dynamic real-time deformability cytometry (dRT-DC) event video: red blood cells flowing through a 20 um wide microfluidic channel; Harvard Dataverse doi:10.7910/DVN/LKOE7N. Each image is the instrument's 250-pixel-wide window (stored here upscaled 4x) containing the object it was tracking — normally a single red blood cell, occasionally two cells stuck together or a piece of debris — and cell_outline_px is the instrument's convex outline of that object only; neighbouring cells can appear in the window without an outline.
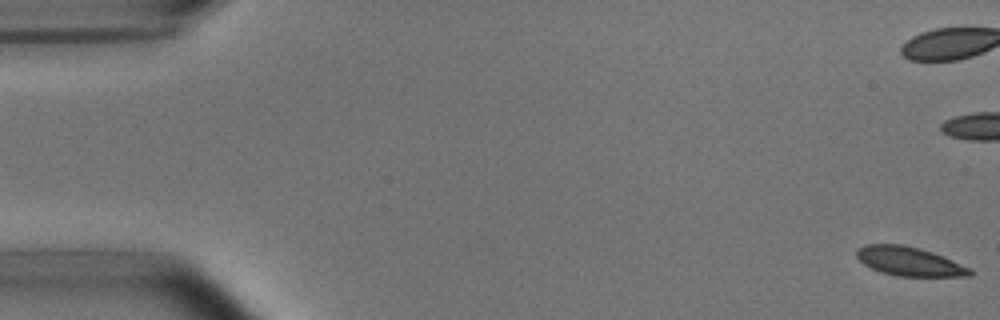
{"species": "common noctule bat (a hibernating species)", "species_latin": "Nyctalus noctula", "temperature_condition": "room temperature", "stored_images_in_passage": 50, "camera_frame_rate_fps": 3000, "um_per_image_px": 0.085, "animal": {"sex": "male", "body_mass_g": 15.6}, "frame": {"image": 1, "passage_image": 1, "time_ms": 0.0, "image_size_px": [1000, 320], "cell_outline_px": [[972, 276], [896, 276], [880, 272], [864, 264], [856, 256], [856, 248], [864, 244], [904, 244], [920, 248], [944, 256], [972, 268]], "centroid_in_image_um": [77.29, 22.21], "position_along_channel_um": 7.7, "area_um2": 19.36}, "authors_computed_cell_mechanics": {"area_um2": 20.6346, "velocity_mm_per_s": 3.774, "shape_relaxation_time_tau1_ms": 3.6596, "shape_relaxation_time_tau2_ms": 0.9133, "deformation_change_tau1": 0.1163, "deformation_change_tau2": 0.0583}}